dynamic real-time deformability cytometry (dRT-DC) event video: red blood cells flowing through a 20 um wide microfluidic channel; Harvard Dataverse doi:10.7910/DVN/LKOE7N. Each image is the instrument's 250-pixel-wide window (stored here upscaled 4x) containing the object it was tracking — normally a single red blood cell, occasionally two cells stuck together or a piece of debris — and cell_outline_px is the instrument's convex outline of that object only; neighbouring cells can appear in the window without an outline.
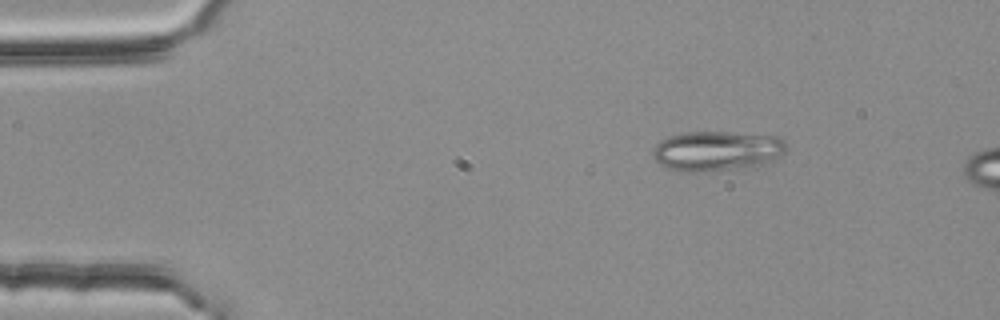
{"species": "common noctule bat (a hibernating species)", "species_latin": "Nyctalus noctula", "temperature_condition": "room temperature", "stored_images_in_passage": 3, "camera_frame_rate_fps": 3000, "um_per_image_px": 0.085, "animal": {"sex": "female", "body_mass_g": 25.1}, "frame": {"image": 1, "passage_image": 1, "time_ms": 0.0, "image_size_px": [1000, 320], "cell_outline_px": [[788, 148], [784, 152], [760, 164], [748, 168], [704, 172], [676, 172], [664, 168], [656, 164], [652, 156], [652, 152], [656, 144], [660, 140], [668, 136], [684, 132], [728, 132], [776, 136], [784, 140], [788, 144]], "centroid_in_image_um": [60.84, 12.85], "position_along_channel_um": 24.2, "area_um2": 31.56}}